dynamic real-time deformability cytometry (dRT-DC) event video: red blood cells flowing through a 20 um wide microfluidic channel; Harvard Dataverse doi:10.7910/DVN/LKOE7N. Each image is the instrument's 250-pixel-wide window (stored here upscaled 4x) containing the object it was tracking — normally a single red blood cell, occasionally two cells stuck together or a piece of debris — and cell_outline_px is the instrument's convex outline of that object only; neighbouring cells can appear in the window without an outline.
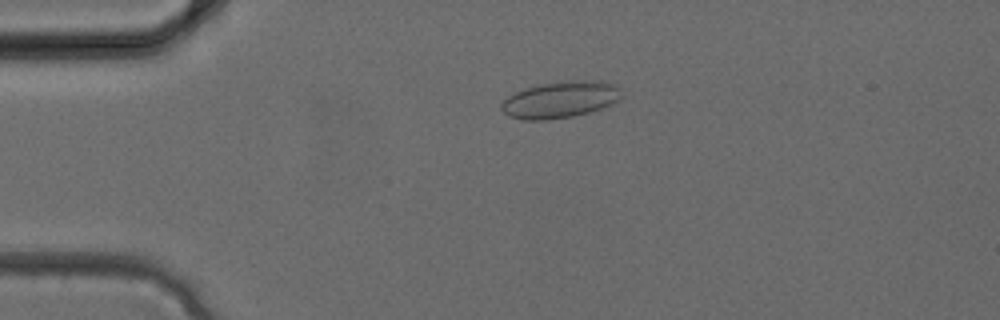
{"species": "common noctule bat (a hibernating species)", "species_latin": "Nyctalus noctula", "temperature_condition": "cold", "stored_images_in_passage": 34, "camera_frame_rate_fps": 3000, "um_per_image_px": 0.085, "animal": {"sex": "female", "body_mass_g": 24.6, "forearm_length_mm": 56.2}, "frame": {"image": 1, "passage_image": 8, "time_ms": 2.333, "image_size_px": [1000, 320], "cell_outline_px": [[624, 96], [620, 100], [600, 108], [588, 112], [572, 116], [544, 120], [524, 120], [508, 116], [500, 108], [500, 104], [508, 96], [524, 88], [540, 84], [568, 80], [600, 80], [616, 84], [620, 88]], "centroid_in_image_um": [47.65, 8.45], "position_along_channel_um": 37.4, "area_um2": 25.84}}
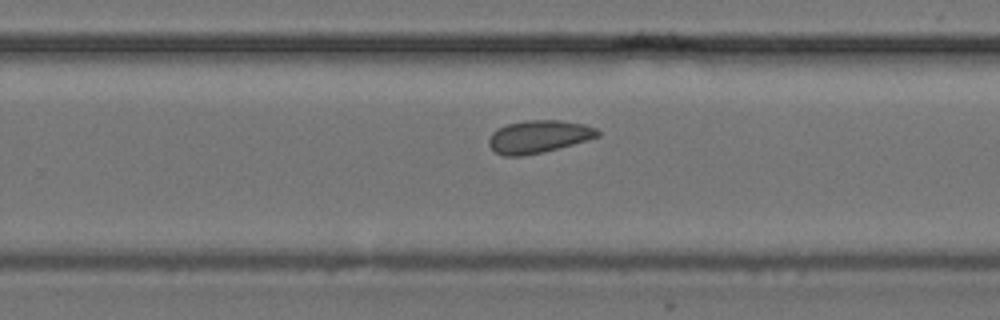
{"frame": {"image": 2, "passage_image": 22, "time_ms": 7.0, "image_size_px": [1000, 320], "cell_outline_px": [[600, 136], [588, 140], [544, 152], [524, 156], [504, 156], [496, 152], [488, 144], [488, 140], [492, 132], [508, 124], [524, 120], [560, 120], [584, 124], [596, 128], [600, 132]], "centroid_in_image_um": [45.8, 11.61], "position_along_channel_um": 284.0, "area_um2": 20.75}}
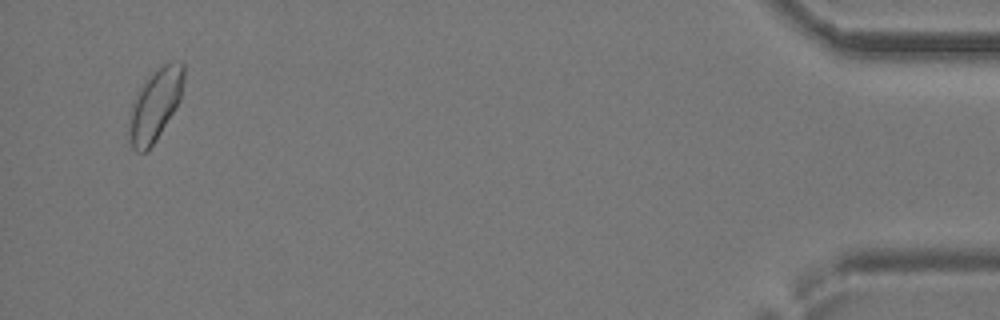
{"frame": {"image": 3, "passage_image": 33, "time_ms": 10.667, "image_size_px": [1000, 320], "cell_outline_px": [[184, 80], [180, 100], [176, 108], [156, 140], [144, 152], [136, 152], [132, 148], [128, 132], [128, 112], [144, 80], [156, 68], [172, 60], [184, 64]], "centroid_in_image_um": [13.17, 8.89], "position_along_channel_um": 422.0, "area_um2": 23.06}}